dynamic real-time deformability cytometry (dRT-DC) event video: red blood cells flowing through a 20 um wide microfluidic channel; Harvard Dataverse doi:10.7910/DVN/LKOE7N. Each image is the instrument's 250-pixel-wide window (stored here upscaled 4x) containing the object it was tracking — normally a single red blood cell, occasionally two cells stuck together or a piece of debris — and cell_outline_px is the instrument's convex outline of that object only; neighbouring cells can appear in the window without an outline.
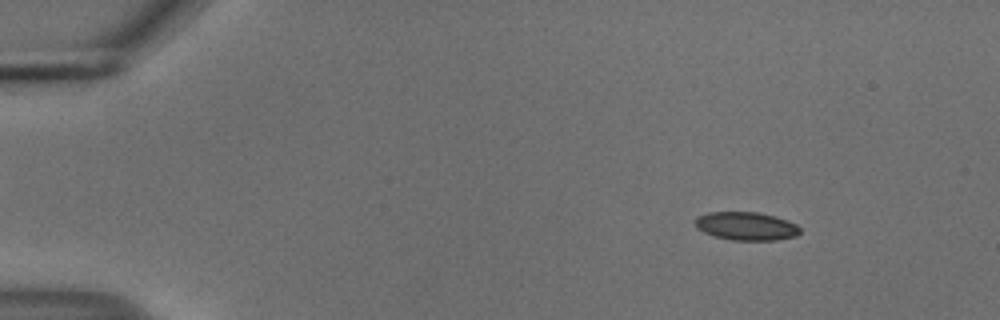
{"species": "common noctule bat (a hibernating species)", "species_latin": "Nyctalus noctula", "temperature_condition": "cold", "stored_images_in_passage": 8, "camera_frame_rate_fps": 3000, "um_per_image_px": 0.085, "animal": {"sex": "male", "body_mass_g": 18.8}, "frame": {"image": 1, "passage_image": 2, "time_ms": 0.333, "image_size_px": [1000, 320], "cell_outline_px": [[800, 232], [796, 236], [776, 240], [732, 240], [716, 236], [704, 232], [696, 228], [692, 224], [696, 216], [708, 212], [756, 212], [788, 220], [796, 224], [800, 228]], "centroid_in_image_um": [63.38, 19.21], "position_along_channel_um": 21.6, "area_um2": 17.34}}
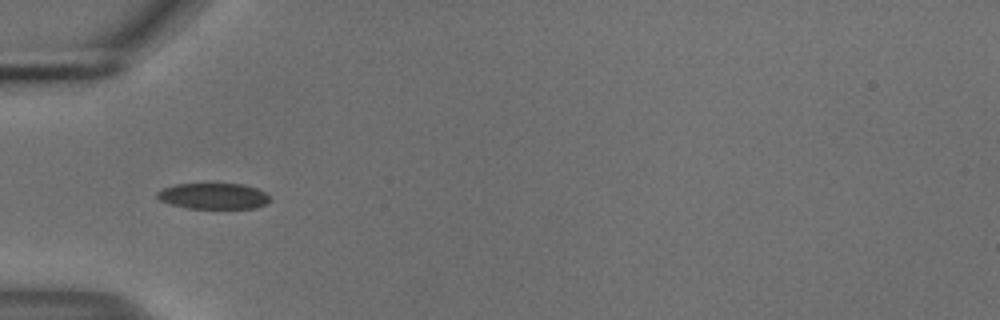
{"frame": {"image": 2, "passage_image": 5, "time_ms": 1.333, "image_size_px": [1000, 320], "cell_outline_px": [[272, 200], [256, 208], [188, 208], [172, 204], [160, 200], [156, 196], [156, 192], [164, 188], [176, 184], [244, 184], [256, 188], [264, 192]], "centroid_in_image_um": [18.15, 16.66], "position_along_channel_um": 66.8, "area_um2": 16.88}}
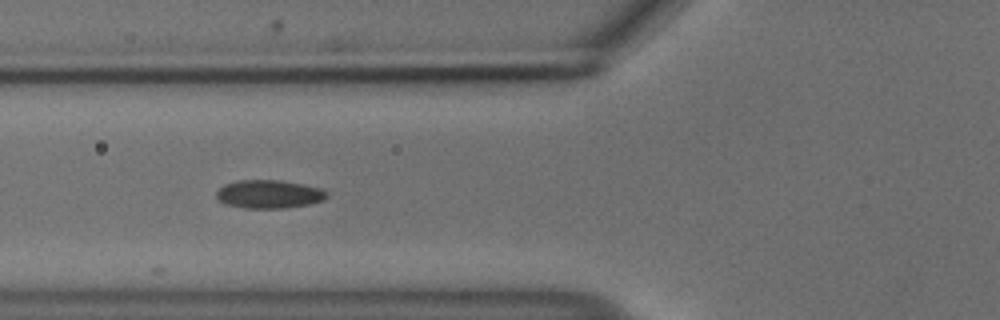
{"frame": {"image": 3, "passage_image": 6, "time_ms": 1.667, "image_size_px": [1000, 320], "cell_outline_px": [[328, 196], [324, 200], [308, 204], [284, 208], [244, 208], [224, 204], [216, 196], [216, 192], [224, 184], [236, 180], [280, 180], [304, 184], [320, 188], [328, 192]], "centroid_in_image_um": [22.86, 16.5], "position_along_channel_um": 102.9, "area_um2": 18.32}}